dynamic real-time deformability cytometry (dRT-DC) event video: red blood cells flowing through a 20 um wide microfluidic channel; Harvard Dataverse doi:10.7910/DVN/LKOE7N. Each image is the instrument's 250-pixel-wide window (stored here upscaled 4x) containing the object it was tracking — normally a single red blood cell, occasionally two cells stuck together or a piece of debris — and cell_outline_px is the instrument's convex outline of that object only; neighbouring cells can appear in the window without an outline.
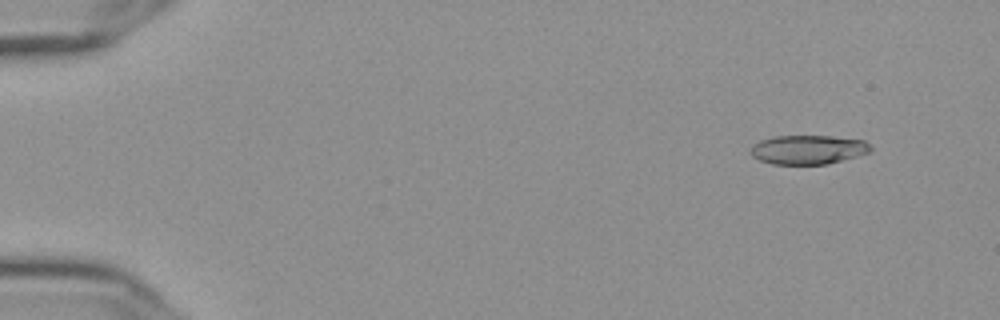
{"species": "Egyptian fruit bat (a non-hibernating species)", "species_latin": "Rousettus aegyptiacus", "temperature_condition": "cold", "stored_images_in_passage": 56, "camera_frame_rate_fps": 3000, "um_per_image_px": 0.085, "frame": {"image": 1, "passage_image": 5, "time_ms": 1.333, "image_size_px": [1000, 320], "cell_outline_px": [[872, 152], [844, 160], [828, 164], [772, 164], [760, 160], [752, 156], [748, 152], [752, 144], [760, 140], [772, 136], [832, 136], [864, 140], [872, 148]], "centroid_in_image_um": [68.67, 12.72], "position_along_channel_um": 16.3, "area_um2": 20.63}}
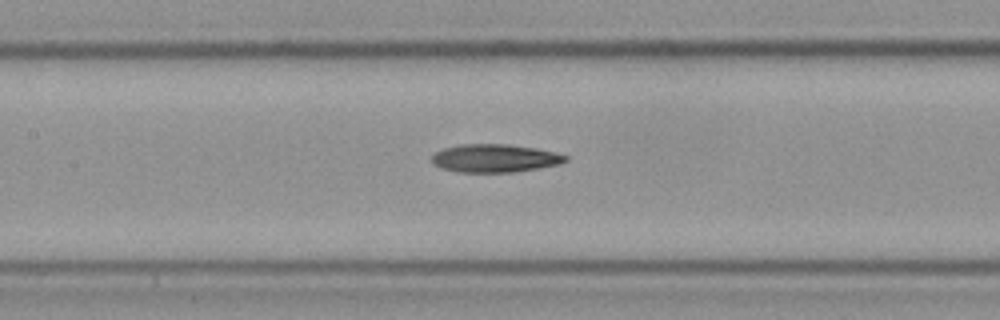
{"frame": {"image": 2, "passage_image": 27, "time_ms": 8.667, "image_size_px": [1000, 320], "cell_outline_px": [[568, 160], [560, 164], [512, 172], [460, 172], [444, 168], [436, 164], [432, 160], [432, 156], [436, 152], [444, 148], [460, 144], [508, 144], [536, 148], [568, 156]], "centroid_in_image_um": [42.08, 13.44], "position_along_channel_um": 165.3, "area_um2": 21.56}}
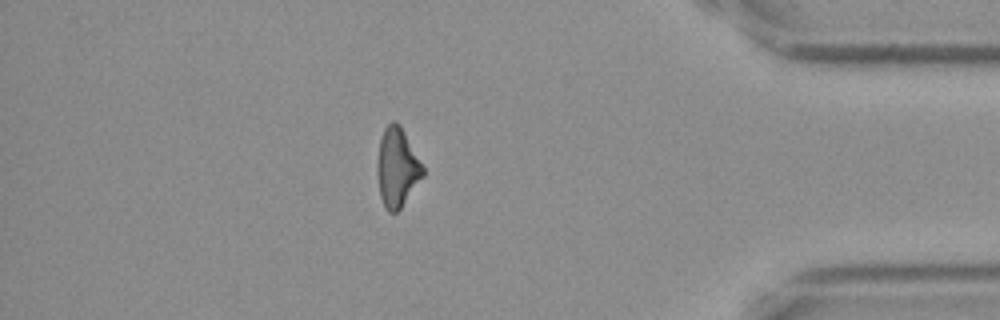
{"frame": {"image": 3, "passage_image": 49, "time_ms": 16.0, "image_size_px": [1000, 320], "cell_outline_px": [[424, 176], [400, 208], [396, 212], [388, 212], [384, 208], [380, 196], [376, 168], [376, 164], [380, 140], [384, 128], [392, 120], [396, 120], [400, 124], [424, 168]], "centroid_in_image_um": [33.74, 14.23], "position_along_channel_um": 401.5, "area_um2": 21.04}, "authors_computed_cell_mechanics": {"area_um2": 21.2415, "velocity_mm_per_s": 3.6739, "shape_relaxation_time_tau1_ms": 9.1336, "shape_relaxation_time_tau2_ms": 6.6848, "deformation_change_tau1": 0.2103, "deformation_change_tau2": 0.1903}}